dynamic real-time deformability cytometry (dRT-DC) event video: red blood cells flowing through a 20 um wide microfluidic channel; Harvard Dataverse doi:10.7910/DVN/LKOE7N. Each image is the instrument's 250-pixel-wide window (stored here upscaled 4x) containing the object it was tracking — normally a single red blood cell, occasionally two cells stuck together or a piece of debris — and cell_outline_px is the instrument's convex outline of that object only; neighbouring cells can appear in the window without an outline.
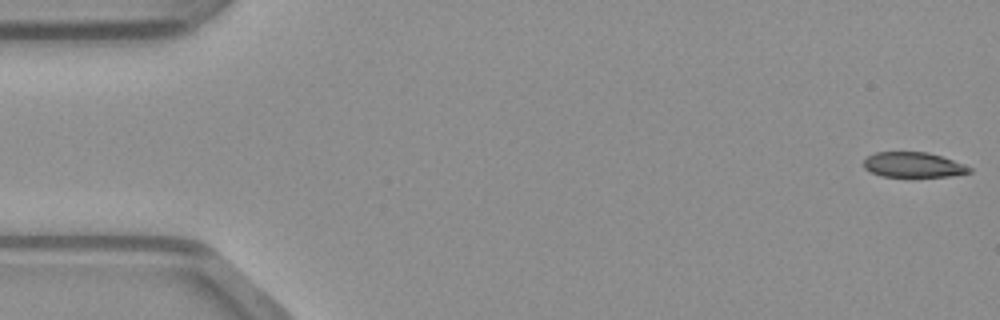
{"species": "common noctule bat (a hibernating species)", "species_latin": "Nyctalus noctula", "temperature_condition": "warm", "stored_images_in_passage": 24, "camera_frame_rate_fps": 3000, "um_per_image_px": 0.085, "animal": {"sex": "male", "body_mass_g": 23.1, "forearm_length_mm": 52.7}, "frame": {"image": 1, "passage_image": 1, "time_ms": 0.0, "image_size_px": [1000, 320], "cell_outline_px": [[972, 172], [948, 176], [880, 176], [864, 168], [864, 160], [868, 156], [876, 152], [928, 152], [964, 164], [972, 168]], "centroid_in_image_um": [77.63, 14.0], "position_along_channel_um": 7.4, "area_um2": 15.26}}
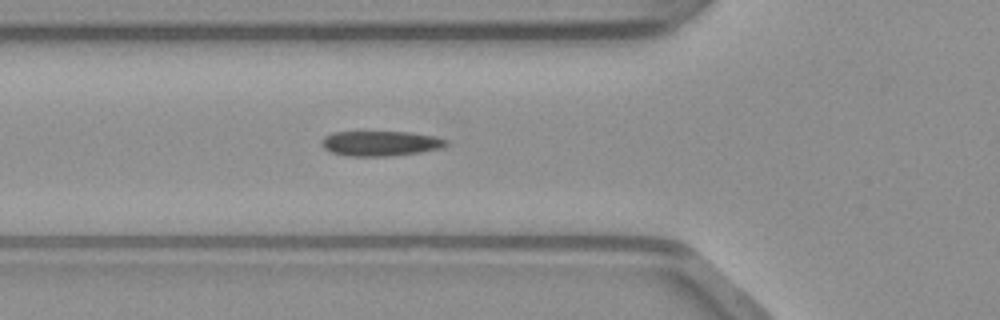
{"frame": {"image": 2, "passage_image": 17, "time_ms": 5.333, "image_size_px": [1000, 320], "cell_outline_px": [[448, 144], [440, 148], [420, 152], [388, 156], [348, 156], [332, 152], [324, 148], [320, 144], [320, 140], [324, 136], [332, 132], [408, 132], [432, 136], [448, 140]], "centroid_in_image_um": [32.29, 12.19], "position_along_channel_um": 93.5, "area_um2": 18.09}}
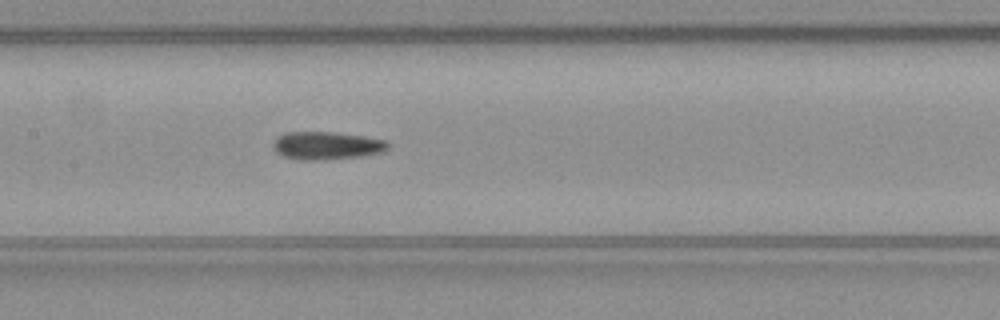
{"frame": {"image": 3, "passage_image": 23, "time_ms": 7.333, "image_size_px": [1000, 320], "cell_outline_px": [[392, 144], [384, 152], [364, 156], [316, 160], [300, 160], [284, 156], [276, 152], [272, 148], [272, 144], [276, 136], [284, 132], [332, 132], [364, 136], [388, 140]], "centroid_in_image_um": [27.79, 12.37], "position_along_channel_um": 179.6, "area_um2": 19.02}}